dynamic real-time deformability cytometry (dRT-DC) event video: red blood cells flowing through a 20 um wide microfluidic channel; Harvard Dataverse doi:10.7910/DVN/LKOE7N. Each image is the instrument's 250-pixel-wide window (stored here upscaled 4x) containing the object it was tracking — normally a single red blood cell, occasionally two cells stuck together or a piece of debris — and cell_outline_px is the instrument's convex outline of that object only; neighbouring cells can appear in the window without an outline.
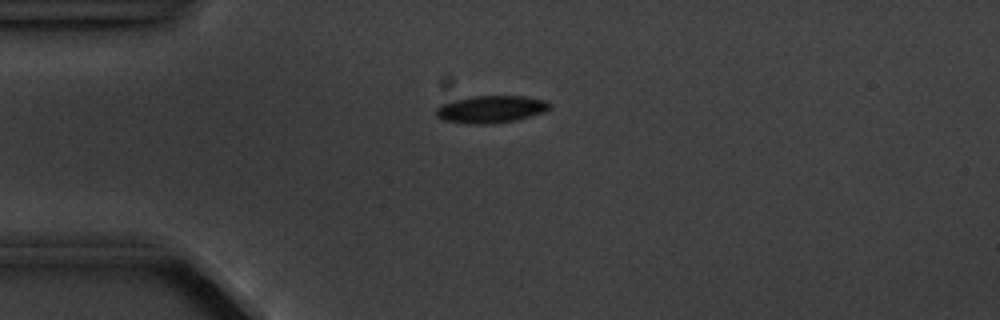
{"species": "common noctule bat (a hibernating species)", "species_latin": "Nyctalus noctula", "temperature_condition": "cold", "stored_images_in_passage": 6, "camera_frame_rate_fps": 3000, "um_per_image_px": 0.085, "animal": {"sex": "male", "body_mass_g": 20.1, "forearm_length_mm": 53.5}, "frame": {"image": 1, "passage_image": 2, "time_ms": 1.333, "image_size_px": [1000, 320], "cell_outline_px": [[552, 104], [548, 108], [540, 112], [516, 120], [488, 124], [468, 124], [444, 120], [436, 116], [436, 108], [444, 104], [456, 100], [472, 96], [524, 96], [548, 100]], "centroid_in_image_um": [41.73, 9.28], "position_along_channel_um": 43.3, "area_um2": 17.8}}
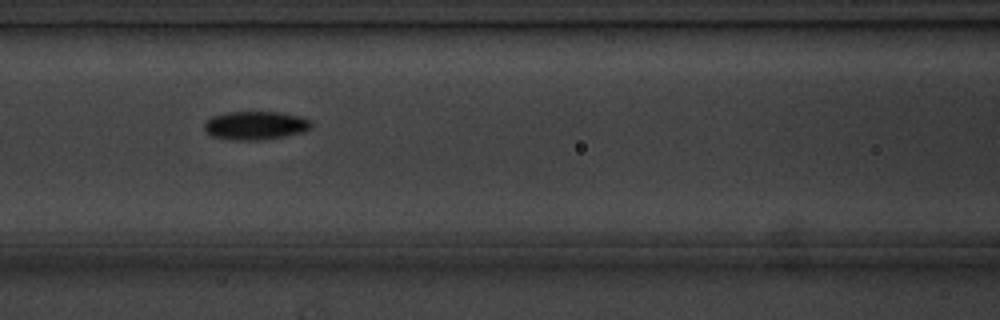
{"frame": {"image": 2, "passage_image": 5, "time_ms": 4.667, "image_size_px": [1000, 320], "cell_outline_px": [[312, 128], [304, 132], [264, 140], [232, 140], [212, 136], [204, 128], [204, 124], [212, 116], [224, 112], [280, 112], [300, 116], [308, 120], [312, 124]], "centroid_in_image_um": [21.73, 10.66], "position_along_channel_um": 144.9, "area_um2": 17.8}}